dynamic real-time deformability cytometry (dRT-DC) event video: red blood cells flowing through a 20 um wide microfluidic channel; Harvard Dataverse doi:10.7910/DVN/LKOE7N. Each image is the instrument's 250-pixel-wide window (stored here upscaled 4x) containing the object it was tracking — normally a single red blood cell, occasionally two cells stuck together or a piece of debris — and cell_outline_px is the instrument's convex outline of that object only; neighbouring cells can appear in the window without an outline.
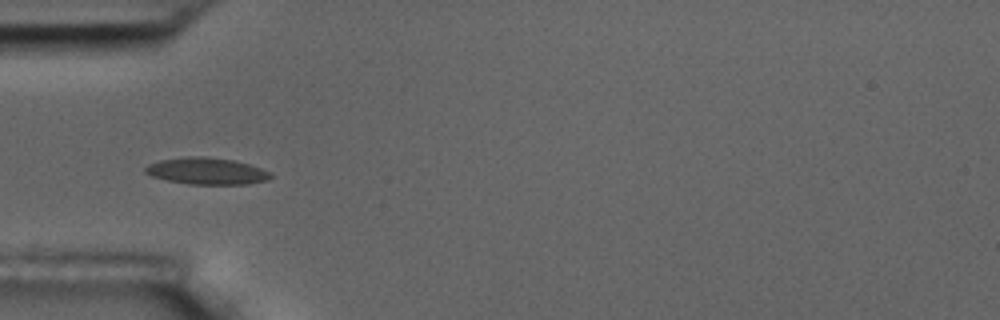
{"species": "common noctule bat (a hibernating species)", "species_latin": "Nyctalus noctula", "temperature_condition": "room temperature", "stored_images_in_passage": 15, "camera_frame_rate_fps": 3000, "um_per_image_px": 0.085, "animal": {"sex": "male", "body_mass_g": 17.5, "forearm_length_mm": 52.3}, "frame": {"image": 1, "passage_image": 5, "time_ms": 5.333, "image_size_px": [1000, 320], "cell_outline_px": [[272, 176], [268, 180], [248, 184], [188, 184], [168, 180], [152, 176], [144, 172], [144, 168], [148, 164], [160, 160], [188, 156], [204, 156], [232, 160], [248, 164], [272, 172]], "centroid_in_image_um": [17.57, 14.54], "position_along_channel_um": 67.4, "area_um2": 19.48}}
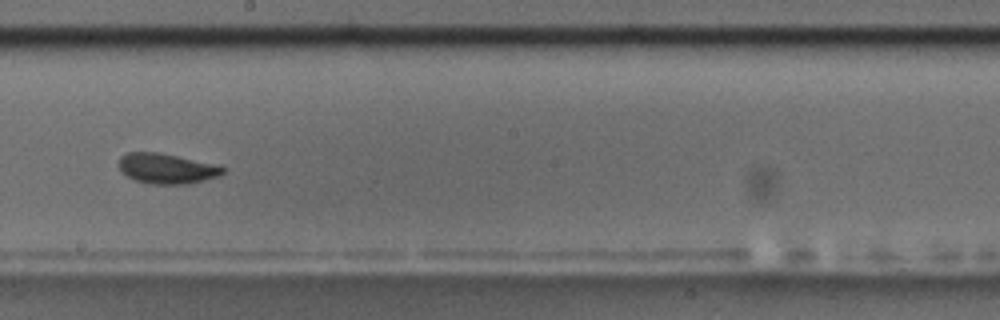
{"frame": {"image": 2, "passage_image": 9, "time_ms": 10.0, "image_size_px": [1000, 320], "cell_outline_px": [[228, 168], [220, 176], [188, 184], [152, 184], [136, 180], [128, 176], [116, 164], [120, 156], [128, 152], [156, 152], [220, 164]], "centroid_in_image_um": [14.23, 14.31], "position_along_channel_um": 234.0, "area_um2": 18.55}, "authors_computed_cell_mechanics": {"area_um2": 18.5538, "velocity_mm_per_s": 3.592, "shape_relaxation_time_tau1_ms": 1.8585, "shape_relaxation_time_tau2_ms": 1.8932, "deformation_change_tau1": 0.0564, "deformation_change_tau2": 0.0407}}